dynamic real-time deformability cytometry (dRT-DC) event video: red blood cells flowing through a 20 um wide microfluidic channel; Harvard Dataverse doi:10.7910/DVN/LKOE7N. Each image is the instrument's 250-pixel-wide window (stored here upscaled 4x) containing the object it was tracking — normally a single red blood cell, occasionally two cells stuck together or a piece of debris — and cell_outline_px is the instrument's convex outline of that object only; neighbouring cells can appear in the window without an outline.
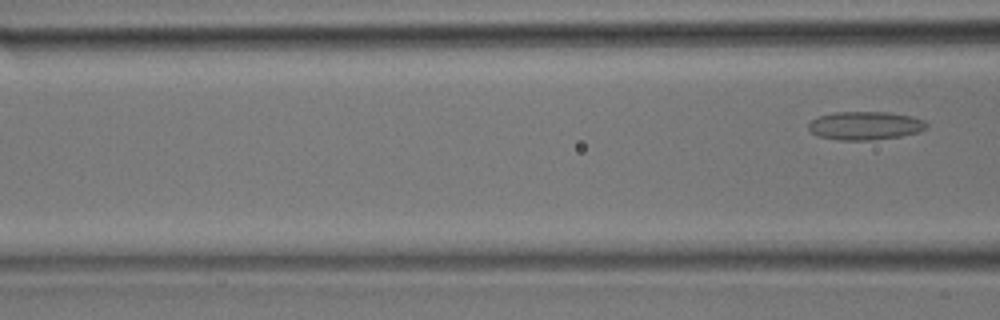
{"species": "common noctule bat (a hibernating species)", "species_latin": "Nyctalus noctula", "temperature_condition": "room temperature", "stored_images_in_passage": 5, "segment_of_instrument_passage": [2, 2], "camera_frame_rate_fps": 3000, "um_per_image_px": 0.085, "animal": {"sex": "male", "body_mass_g": 17.9}, "frame": {"image": 1, "passage_image": 5, "time_ms": 1.333, "image_size_px": [1000, 320], "cell_outline_px": [[928, 128], [916, 132], [900, 136], [876, 140], [840, 140], [816, 136], [808, 128], [808, 124], [812, 120], [820, 116], [832, 112], [888, 112], [912, 116], [924, 120], [928, 124]], "centroid_in_image_um": [73.54, 10.68], "position_along_channel_um": 93.1, "area_um2": 19.59}}